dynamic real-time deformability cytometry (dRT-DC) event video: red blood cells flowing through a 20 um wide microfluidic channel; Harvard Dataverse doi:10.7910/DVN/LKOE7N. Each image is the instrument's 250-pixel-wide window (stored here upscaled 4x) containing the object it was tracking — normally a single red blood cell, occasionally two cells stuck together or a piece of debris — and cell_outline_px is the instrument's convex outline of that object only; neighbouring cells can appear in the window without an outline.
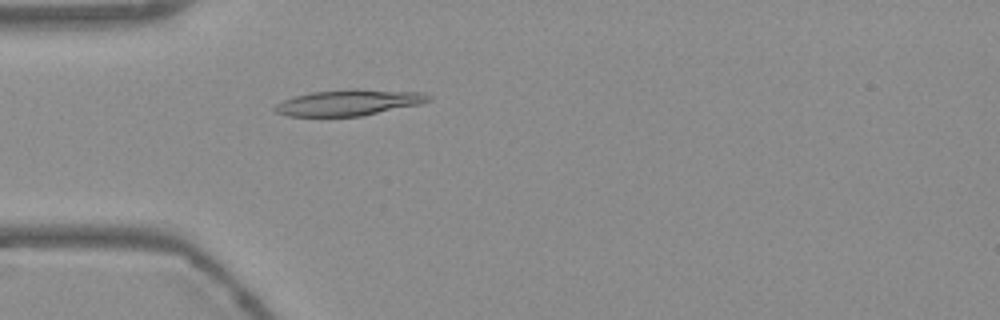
{"species": "Egyptian fruit bat (a non-hibernating species)", "species_latin": "Rousettus aegyptiacus", "temperature_condition": "warm", "stored_images_in_passage": 20, "camera_frame_rate_fps": 3000, "um_per_image_px": 0.085, "frame": {"image": 1, "passage_image": 7, "time_ms": 2.0, "image_size_px": [1000, 320], "cell_outline_px": [[432, 100], [420, 104], [360, 116], [284, 116], [276, 112], [272, 108], [276, 104], [284, 100], [296, 96], [312, 92], [352, 88], [356, 88], [424, 92], [432, 96]], "centroid_in_image_um": [29.68, 8.7], "position_along_channel_um": 55.3, "area_um2": 23.47}}
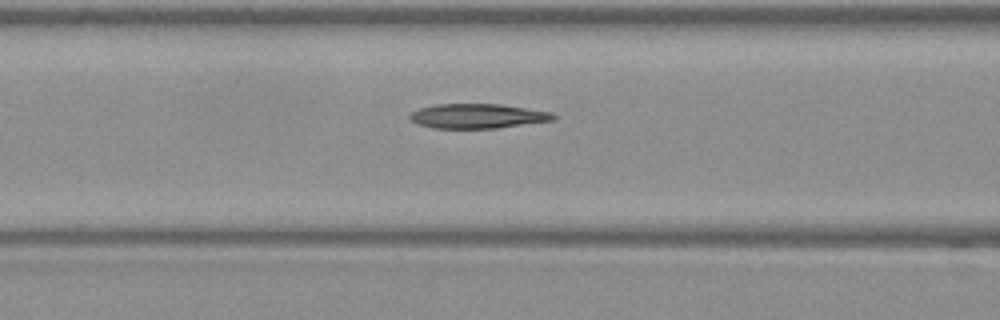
{"frame": {"image": 2, "passage_image": 13, "time_ms": 4.0, "image_size_px": [1000, 320], "cell_outline_px": [[556, 120], [496, 128], [432, 128], [416, 124], [408, 116], [412, 112], [420, 108], [436, 104], [500, 104], [552, 112], [556, 116]], "centroid_in_image_um": [40.6, 9.87], "position_along_channel_um": 126.0, "area_um2": 20.58}}
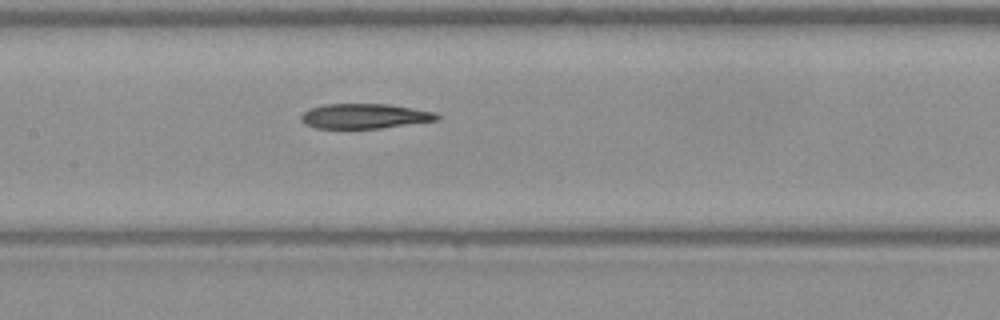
{"frame": {"image": 3, "passage_image": 17, "time_ms": 5.333, "image_size_px": [1000, 320], "cell_outline_px": [[440, 120], [380, 128], [316, 128], [304, 124], [300, 120], [300, 116], [304, 112], [312, 108], [324, 104], [388, 104], [436, 112], [440, 116]], "centroid_in_image_um": [31.01, 9.87], "position_along_channel_um": 176.4, "area_um2": 19.71}}